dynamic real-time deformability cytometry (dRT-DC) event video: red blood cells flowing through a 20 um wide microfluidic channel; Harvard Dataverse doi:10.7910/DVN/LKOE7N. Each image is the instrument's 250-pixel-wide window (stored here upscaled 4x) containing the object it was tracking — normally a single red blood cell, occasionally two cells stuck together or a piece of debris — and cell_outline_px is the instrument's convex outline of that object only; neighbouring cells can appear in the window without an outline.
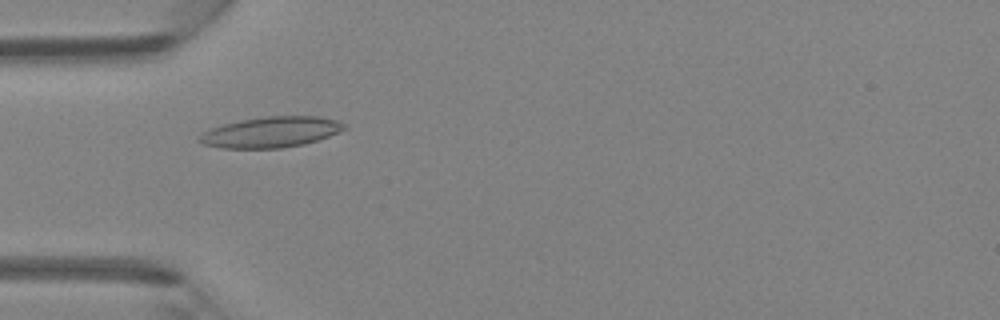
{"species": "Egyptian fruit bat (a non-hibernating species)", "species_latin": "Rousettus aegyptiacus", "temperature_condition": "room temperature", "stored_images_in_passage": 46, "camera_frame_rate_fps": 3000, "um_per_image_px": 0.085, "animal": {"sex": "female"}, "frame": {"image": 1, "passage_image": 15, "time_ms": 4.667, "image_size_px": [1000, 320], "cell_outline_px": [[348, 128], [340, 132], [304, 144], [280, 148], [220, 148], [204, 144], [196, 140], [204, 132], [212, 128], [224, 124], [240, 120], [268, 116], [320, 116], [336, 120], [344, 124]], "centroid_in_image_um": [23.05, 11.23], "position_along_channel_um": 62.0, "area_um2": 25.78}}
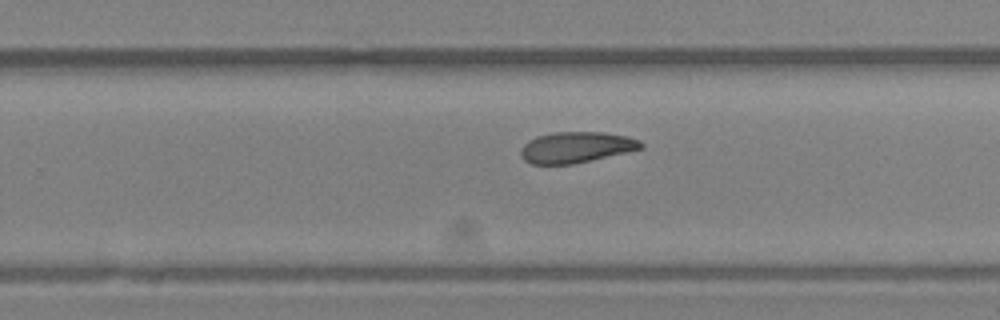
{"frame": {"image": 2, "passage_image": 30, "time_ms": 9.667, "image_size_px": [1000, 320], "cell_outline_px": [[644, 148], [572, 164], [532, 164], [524, 160], [520, 156], [520, 152], [524, 144], [528, 140], [536, 136], [552, 132], [604, 132], [628, 136], [640, 140], [644, 144]], "centroid_in_image_um": [48.97, 12.51], "position_along_channel_um": 280.8, "area_um2": 21.73}}
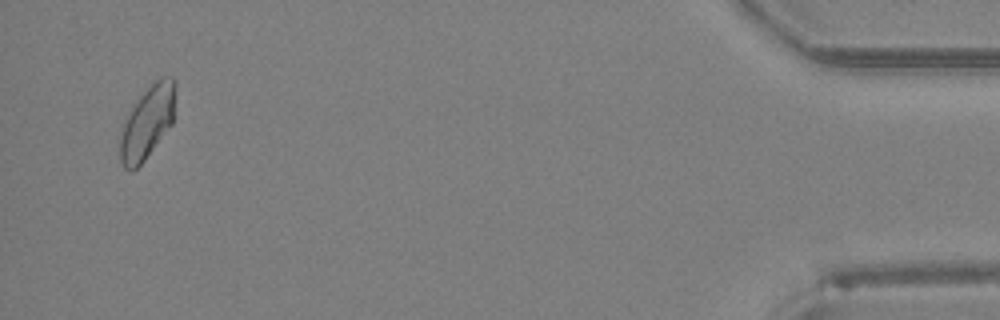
{"frame": {"image": 3, "passage_image": 45, "time_ms": 14.667, "image_size_px": [1000, 320], "cell_outline_px": [[176, 84], [172, 124], [144, 160], [132, 172], [124, 168], [120, 160], [120, 124], [136, 100], [160, 76], [172, 76], [176, 80]], "centroid_in_image_um": [12.5, 10.38], "position_along_channel_um": 422.7, "area_um2": 23.64}}